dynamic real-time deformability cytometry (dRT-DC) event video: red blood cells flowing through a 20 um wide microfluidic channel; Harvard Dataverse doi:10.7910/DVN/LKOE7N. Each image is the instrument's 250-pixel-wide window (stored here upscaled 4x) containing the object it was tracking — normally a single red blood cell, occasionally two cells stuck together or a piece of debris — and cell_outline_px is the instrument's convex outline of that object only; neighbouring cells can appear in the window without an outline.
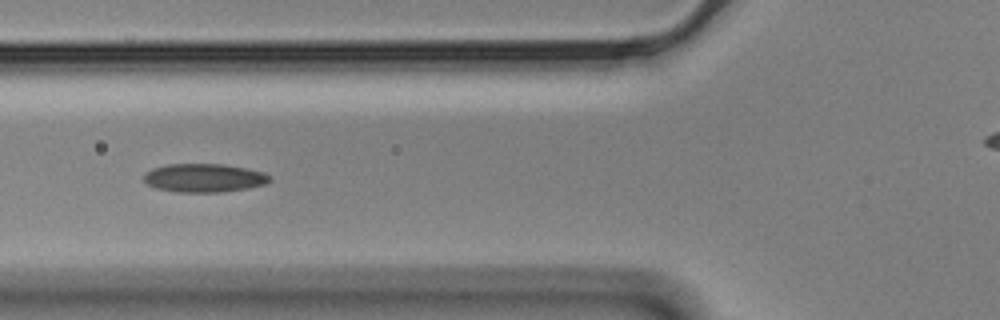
{"species": "Egyptian fruit bat (a non-hibernating species)", "species_latin": "Rousettus aegyptiacus", "temperature_condition": "cold", "stored_images_in_passage": 11, "camera_frame_rate_fps": 3000, "um_per_image_px": 0.085, "animal": {"sex": "male"}, "frame": {"image": 1, "passage_image": 7, "time_ms": 2.0, "image_size_px": [1000, 320], "cell_outline_px": [[272, 180], [264, 184], [248, 188], [224, 192], [176, 192], [156, 188], [148, 184], [144, 180], [144, 176], [152, 168], [168, 164], [224, 164], [264, 172], [272, 176]], "centroid_in_image_um": [17.38, 15.12], "position_along_channel_um": 108.4, "area_um2": 20.92}}